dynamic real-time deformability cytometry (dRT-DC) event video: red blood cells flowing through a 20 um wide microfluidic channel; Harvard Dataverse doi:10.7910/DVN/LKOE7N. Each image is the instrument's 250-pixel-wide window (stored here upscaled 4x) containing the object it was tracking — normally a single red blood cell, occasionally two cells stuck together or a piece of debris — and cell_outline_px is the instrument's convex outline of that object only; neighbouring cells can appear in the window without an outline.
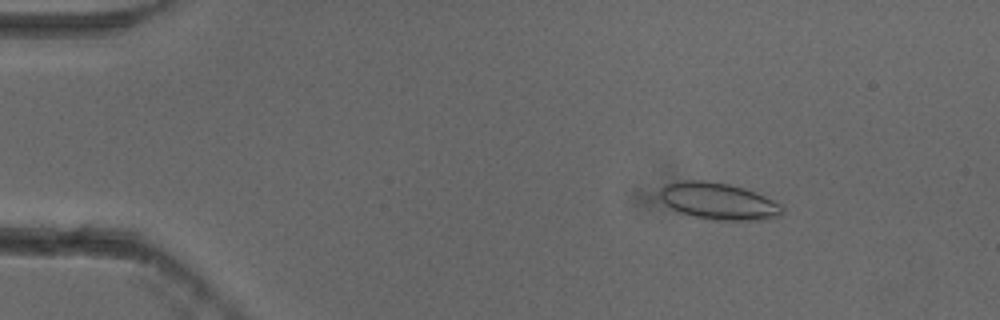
{"species": "common noctule bat (a hibernating species)", "species_latin": "Nyctalus noctula", "temperature_condition": "cold", "stored_images_in_passage": 54, "camera_frame_rate_fps": 3000, "um_per_image_px": 0.085, "animal": {"sex": "female"}, "frame": {"image": 1, "passage_image": 8, "time_ms": 2.333, "image_size_px": [1000, 320], "cell_outline_px": [[784, 212], [780, 216], [760, 220], [712, 220], [676, 212], [660, 196], [660, 188], [668, 184], [684, 180], [704, 180], [728, 184], [744, 188], [756, 192], [780, 204], [784, 208]], "centroid_in_image_um": [61.1, 17.11], "position_along_channel_um": 23.9, "area_um2": 26.13}}
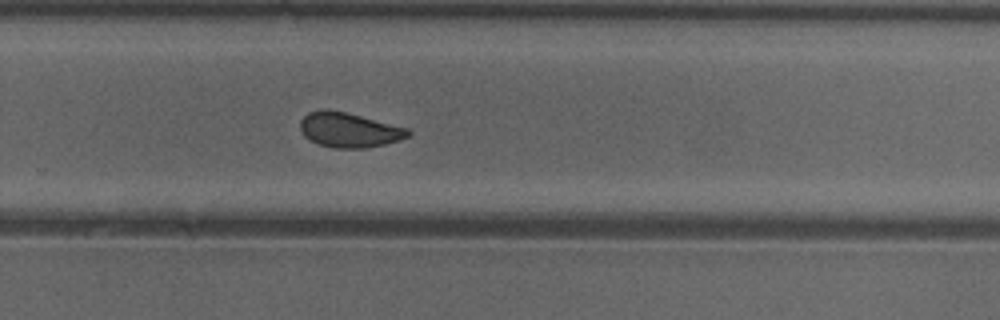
{"frame": {"image": 2, "passage_image": 36, "time_ms": 11.667, "image_size_px": [1000, 320], "cell_outline_px": [[412, 132], [408, 136], [400, 140], [384, 144], [364, 148], [336, 148], [320, 144], [304, 136], [300, 132], [300, 120], [308, 112], [344, 112], [408, 128]], "centroid_in_image_um": [29.7, 11.08], "position_along_channel_um": 300.1, "area_um2": 21.15}}
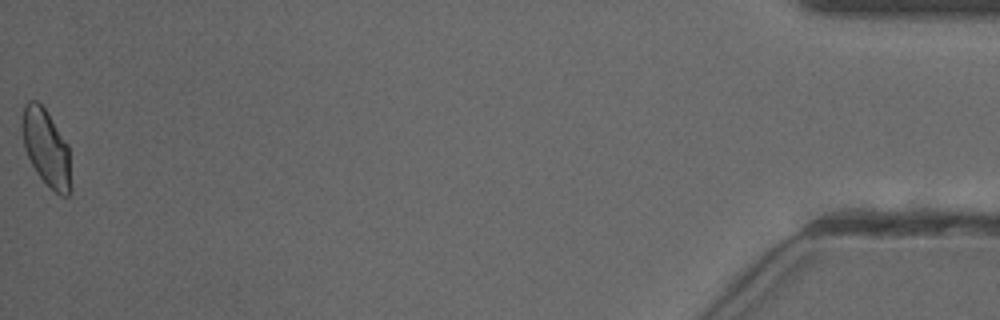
{"frame": {"image": 3, "passage_image": 54, "time_ms": 17.667, "image_size_px": [1000, 320], "cell_outline_px": [[72, 192], [68, 196], [60, 196], [36, 172], [24, 148], [20, 128], [20, 124], [24, 104], [28, 100], [36, 100], [44, 108], [68, 144], [72, 188]], "centroid_in_image_um": [3.92, 12.56], "position_along_channel_um": 431.3, "area_um2": 22.02}, "authors_computed_cell_mechanics": {"area_um2": 22.3108, "velocity_mm_per_s": 3.8422, "shape_relaxation_time_tau1_ms": 5.3026, "shape_relaxation_time_tau2_ms": 1.9578, "deformation_change_tau1": 0.0744, "deformation_change_tau2": 0.061}}